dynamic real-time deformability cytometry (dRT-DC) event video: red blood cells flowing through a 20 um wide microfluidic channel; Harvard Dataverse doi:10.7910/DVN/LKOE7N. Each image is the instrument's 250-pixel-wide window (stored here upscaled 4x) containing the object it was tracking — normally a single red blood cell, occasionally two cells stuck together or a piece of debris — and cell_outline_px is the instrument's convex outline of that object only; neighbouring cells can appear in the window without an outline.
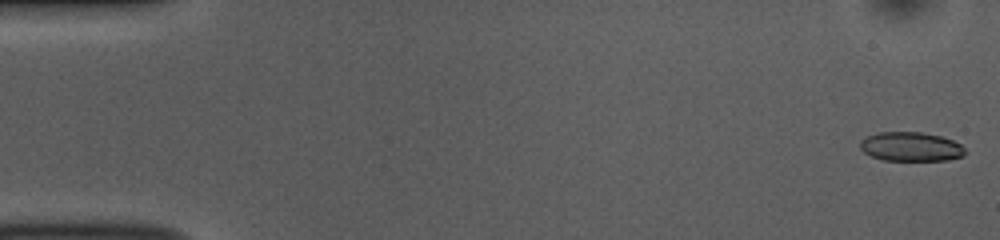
{"species": "common noctule bat (a hibernating species)", "species_latin": "Nyctalus noctula", "temperature_condition": "room temperature", "stored_images_in_passage": 53, "camera_frame_rate_fps": 3000, "um_per_image_px": 0.085, "animal": {"sex": "female", "body_mass_g": 10.0, "forearm_length_mm": 53.1}, "frame": {"image": 1, "passage_image": 1, "time_ms": 0.0, "image_size_px": [1000, 240], "cell_outline_px": [[964, 156], [948, 160], [884, 160], [872, 156], [864, 152], [860, 148], [860, 140], [868, 136], [880, 132], [920, 132], [940, 136], [952, 140], [960, 144], [964, 148]], "centroid_in_image_um": [77.42, 12.47], "position_along_channel_um": 7.6, "area_um2": 17.69}}
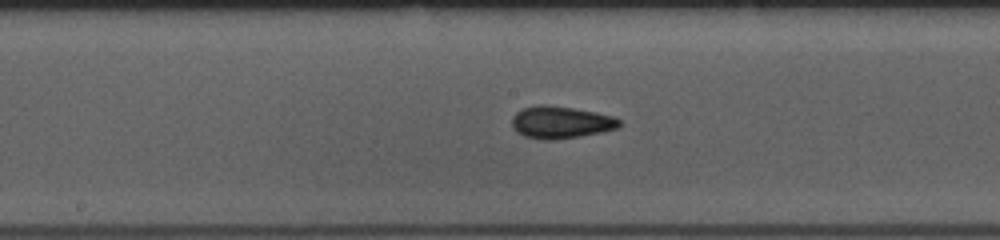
{"frame": {"image": 2, "passage_image": 27, "time_ms": 8.667, "image_size_px": [1000, 240], "cell_outline_px": [[620, 124], [616, 128], [600, 132], [580, 136], [552, 140], [544, 140], [524, 136], [516, 132], [512, 128], [512, 116], [516, 112], [524, 108], [536, 104], [544, 104], [572, 108], [596, 112], [612, 116], [620, 120]], "centroid_in_image_um": [47.61, 10.39], "position_along_channel_um": 200.6, "area_um2": 20.11}}
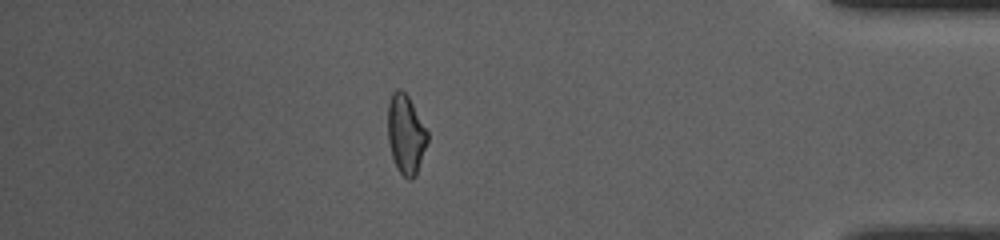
{"frame": {"image": 3, "passage_image": 46, "time_ms": 15.0, "image_size_px": [1000, 240], "cell_outline_px": [[428, 140], [416, 176], [412, 180], [408, 180], [400, 172], [392, 156], [388, 140], [388, 104], [392, 92], [396, 88], [400, 88], [408, 96], [428, 132]], "centroid_in_image_um": [34.49, 11.41], "position_along_channel_um": 400.7, "area_um2": 18.21}, "authors_computed_cell_mechanics": {"area_um2": 18.8428, "velocity_mm_per_s": 3.7825, "shape_relaxation_time_tau1_ms": 3.5831, "shape_relaxation_time_tau2_ms": 2.2458, "deformation_change_tau1": 0.1304, "deformation_change_tau2": 0.0982}}